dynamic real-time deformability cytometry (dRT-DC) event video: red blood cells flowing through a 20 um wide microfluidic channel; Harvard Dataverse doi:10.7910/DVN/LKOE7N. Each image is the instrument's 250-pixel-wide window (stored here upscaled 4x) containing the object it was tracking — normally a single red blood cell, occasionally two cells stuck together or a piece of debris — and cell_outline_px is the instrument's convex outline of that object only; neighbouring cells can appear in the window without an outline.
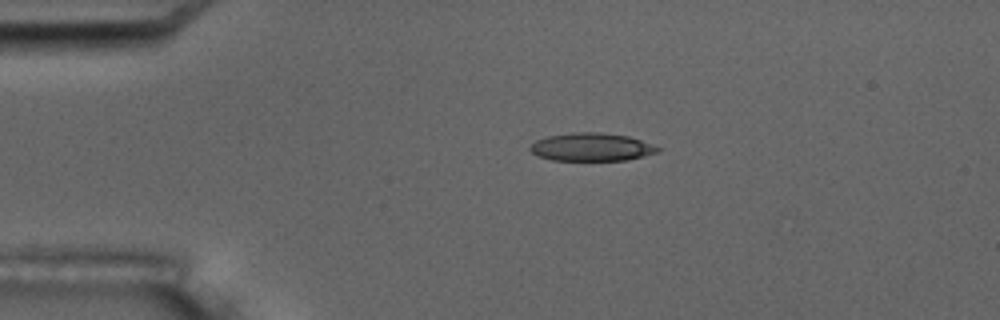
{"species": "common noctule bat (a hibernating species)", "species_latin": "Nyctalus noctula", "temperature_condition": "room temperature", "stored_images_in_passage": 5, "camera_frame_rate_fps": 3000, "um_per_image_px": 0.085, "animal": {"sex": "male", "body_mass_g": 17.5, "forearm_length_mm": 52.3}, "frame": {"image": 1, "passage_image": 3, "time_ms": 3.0, "image_size_px": [1000, 320], "cell_outline_px": [[664, 148], [660, 152], [628, 160], [552, 160], [540, 156], [532, 152], [528, 148], [536, 140], [548, 136], [572, 132], [600, 132], [628, 136]], "centroid_in_image_um": [50.33, 12.49], "position_along_channel_um": 34.7, "area_um2": 20.92}}